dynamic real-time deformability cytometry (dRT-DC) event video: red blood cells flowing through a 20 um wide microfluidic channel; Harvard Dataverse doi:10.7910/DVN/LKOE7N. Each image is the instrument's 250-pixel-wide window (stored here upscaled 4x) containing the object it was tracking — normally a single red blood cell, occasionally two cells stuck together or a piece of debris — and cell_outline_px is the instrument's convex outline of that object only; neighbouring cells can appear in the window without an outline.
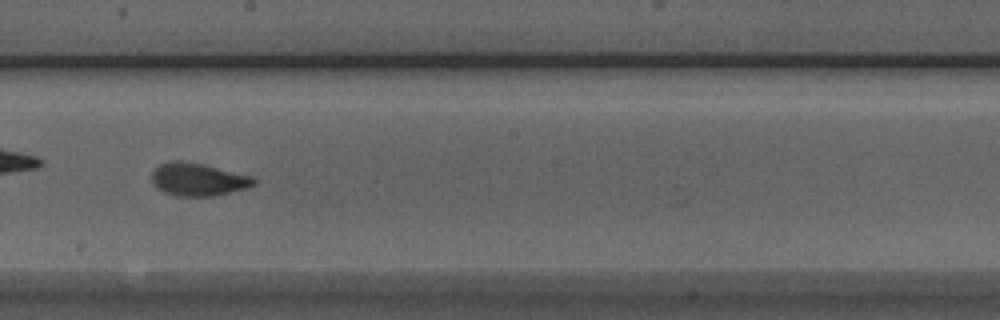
{"species": "Egyptian fruit bat (a non-hibernating species)", "species_latin": "Rousettus aegyptiacus", "temperature_condition": "room temperature", "stored_images_in_passage": 49, "camera_frame_rate_fps": 3000, "um_per_image_px": 0.085, "animal": {"sex": "male"}, "frame": {"image": 1, "passage_image": 28, "time_ms": 9.0, "image_size_px": [1000, 320], "cell_outline_px": [[256, 184], [248, 188], [212, 196], [176, 196], [164, 192], [156, 188], [152, 184], [152, 172], [160, 164], [168, 160], [180, 160], [200, 164], [252, 176], [256, 180]], "centroid_in_image_um": [16.8, 15.26], "position_along_channel_um": 231.4, "area_um2": 19.48}}